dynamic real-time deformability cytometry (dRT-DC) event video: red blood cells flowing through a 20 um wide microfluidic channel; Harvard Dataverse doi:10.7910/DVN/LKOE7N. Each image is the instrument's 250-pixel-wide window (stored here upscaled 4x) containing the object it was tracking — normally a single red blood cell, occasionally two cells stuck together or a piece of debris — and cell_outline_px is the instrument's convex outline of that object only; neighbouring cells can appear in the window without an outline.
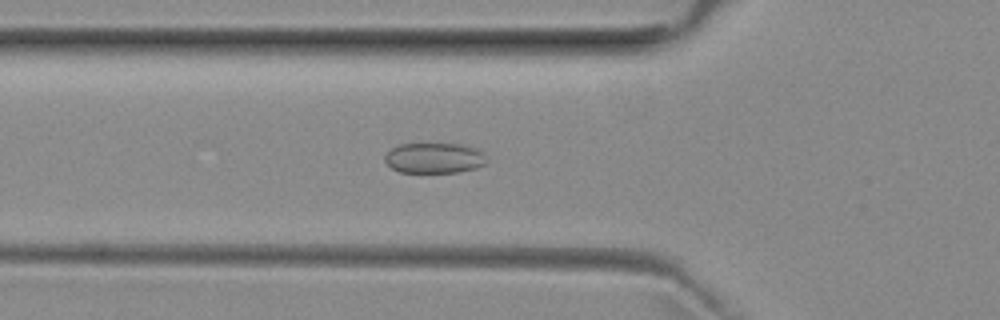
{"species": "common noctule bat (a hibernating species)", "species_latin": "Nyctalus noctula", "temperature_condition": "room temperature", "stored_images_in_passage": 52, "camera_frame_rate_fps": 3000, "um_per_image_px": 0.085, "animal": {"sex": "female", "body_mass_g": 29.2, "forearm_length_mm": 56.3}, "frame": {"image": 1, "passage_image": 18, "time_ms": 5.667, "image_size_px": [1000, 320], "cell_outline_px": [[488, 160], [484, 164], [476, 168], [460, 172], [400, 172], [392, 168], [384, 160], [384, 156], [392, 148], [400, 144], [460, 144], [476, 148], [484, 152]], "centroid_in_image_um": [36.95, 13.43], "position_along_channel_um": 88.9, "area_um2": 18.09}}
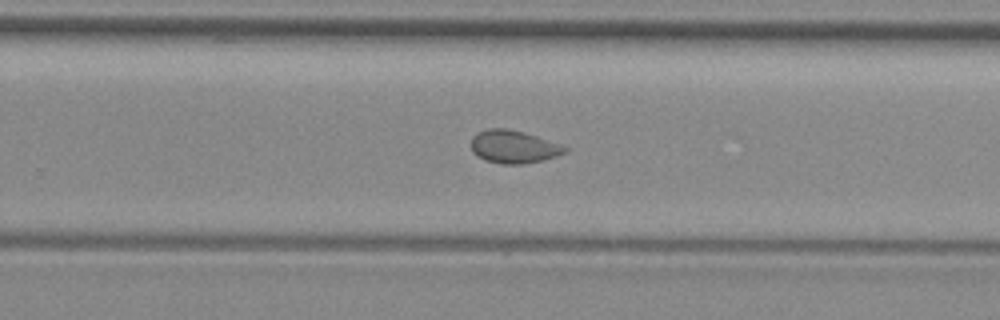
{"frame": {"image": 2, "passage_image": 33, "time_ms": 10.667, "image_size_px": [1000, 320], "cell_outline_px": [[568, 152], [544, 160], [524, 164], [500, 164], [484, 160], [476, 156], [472, 152], [472, 136], [476, 132], [488, 128], [504, 128], [524, 132], [560, 144], [568, 148]], "centroid_in_image_um": [43.64, 12.48], "position_along_channel_um": 286.2, "area_um2": 18.15}}
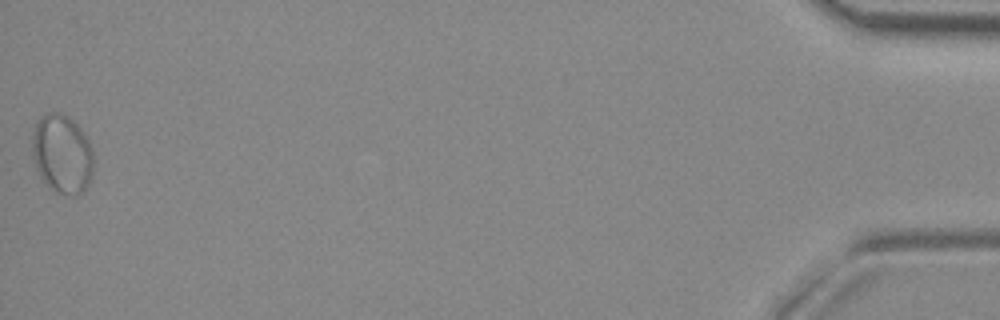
{"frame": {"image": 3, "passage_image": 52, "time_ms": 17.0, "image_size_px": [1000, 320], "cell_outline_px": [[92, 180], [84, 192], [76, 196], [68, 196], [56, 192], [40, 176], [36, 168], [32, 156], [32, 136], [36, 120], [44, 112], [56, 112], [68, 116], [76, 124], [88, 140], [92, 152]], "centroid_in_image_um": [5.27, 13.09], "position_along_channel_um": 429.9, "area_um2": 28.44}, "authors_computed_cell_mechanics": {"area_um2": 20.6924, "velocity_mm_per_s": 3.9392, "shape_relaxation_time_tau1_ms": null, "shape_relaxation_time_tau2_ms": 1.4183, "deformation_change_tau1": null, "deformation_change_tau2": 0.0617}}